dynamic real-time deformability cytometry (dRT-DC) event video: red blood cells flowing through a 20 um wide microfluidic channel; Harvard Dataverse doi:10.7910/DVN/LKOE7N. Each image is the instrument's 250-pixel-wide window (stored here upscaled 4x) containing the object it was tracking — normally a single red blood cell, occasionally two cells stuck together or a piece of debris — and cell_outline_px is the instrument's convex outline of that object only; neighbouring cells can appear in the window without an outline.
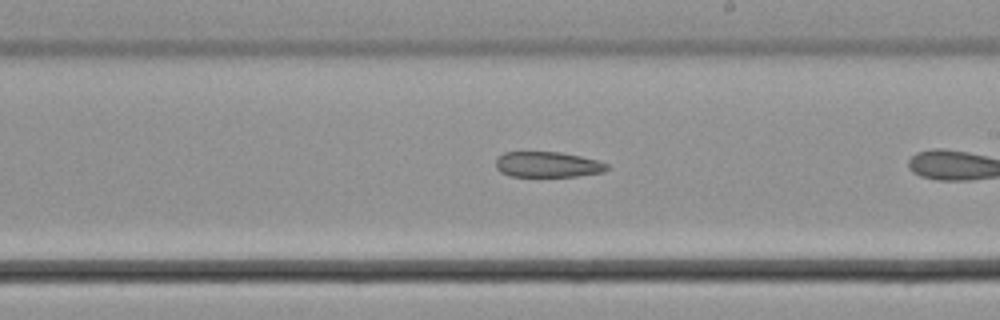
{"species": "common noctule bat (a hibernating species)", "species_latin": "Nyctalus noctula", "temperature_condition": "cold", "stored_images_in_passage": 16, "camera_frame_rate_fps": 3000, "um_per_image_px": 0.085, "animal": {"sex": "male", "body_mass_g": 21.5, "forearm_length_mm": 52.0}, "frame": {"image": 1, "passage_image": 14, "time_ms": 4.333, "image_size_px": [1000, 320], "cell_outline_px": [[608, 168], [604, 172], [576, 176], [508, 176], [500, 172], [496, 168], [496, 156], [504, 152], [560, 152], [580, 156], [596, 160], [608, 164]], "centroid_in_image_um": [46.51, 13.98], "position_along_channel_um": 242.5, "area_um2": 16.59}}